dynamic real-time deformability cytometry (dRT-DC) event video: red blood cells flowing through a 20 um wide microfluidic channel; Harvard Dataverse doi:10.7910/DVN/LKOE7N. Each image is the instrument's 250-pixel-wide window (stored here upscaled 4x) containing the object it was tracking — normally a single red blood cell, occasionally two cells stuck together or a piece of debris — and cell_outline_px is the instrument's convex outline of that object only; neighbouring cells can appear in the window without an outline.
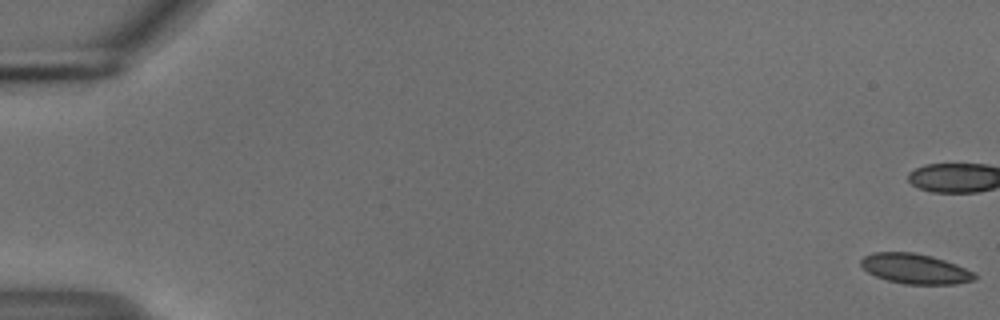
{"species": "common noctule bat (a hibernating species)", "species_latin": "Nyctalus noctula", "temperature_condition": "cold", "stored_images_in_passage": 56, "camera_frame_rate_fps": 3000, "um_per_image_px": 0.085, "animal": {"sex": "male", "body_mass_g": 18.8}, "frame": {"image": 1, "passage_image": 1, "time_ms": 0.0, "image_size_px": [1000, 320], "cell_outline_px": [[976, 280], [956, 284], [904, 284], [888, 280], [876, 276], [868, 272], [860, 264], [860, 260], [864, 256], [872, 252], [912, 252], [932, 256], [956, 264], [976, 272]], "centroid_in_image_um": [77.81, 22.84], "position_along_channel_um": 7.2, "area_um2": 20.0}, "authors_computed_cell_mechanics": {"area_um2": 20.4034, "velocity_mm_per_s": 3.7286, "shape_relaxation_time_tau1_ms": 7.5479, "shape_relaxation_time_tau2_ms": 9.2355, "deformation_change_tau1": 0.1247, "deformation_change_tau2": 0.1158}}